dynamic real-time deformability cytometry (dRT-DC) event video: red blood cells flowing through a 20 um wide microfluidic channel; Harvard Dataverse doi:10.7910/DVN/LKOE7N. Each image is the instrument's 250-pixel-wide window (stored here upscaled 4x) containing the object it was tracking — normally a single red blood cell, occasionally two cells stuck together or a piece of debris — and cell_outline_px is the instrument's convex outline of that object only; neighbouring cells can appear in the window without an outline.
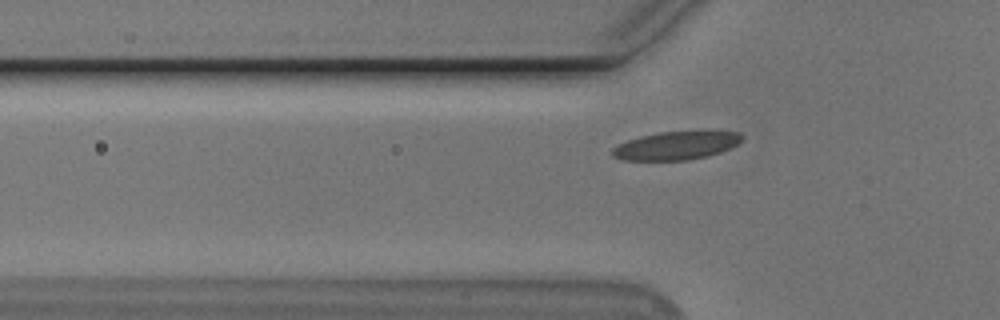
{"species": "Egyptian fruit bat (a non-hibernating species)", "species_latin": "Rousettus aegyptiacus", "temperature_condition": "cold", "stored_images_in_passage": 39, "camera_frame_rate_fps": 3000, "um_per_image_px": 0.085, "animal": {"sex": "male"}, "frame": {"image": 1, "passage_image": 7, "time_ms": 2.0, "image_size_px": [1000, 320], "cell_outline_px": [[744, 136], [736, 144], [720, 152], [708, 156], [688, 160], [620, 160], [612, 156], [612, 148], [628, 140], [640, 136], [660, 132], [700, 128], [716, 128], [740, 132]], "centroid_in_image_um": [57.57, 12.31], "position_along_channel_um": 68.2, "area_um2": 22.37}}
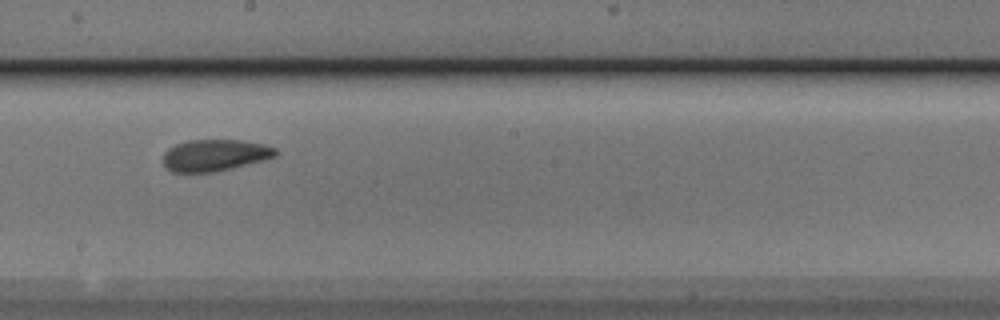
{"frame": {"image": 2, "passage_image": 20, "time_ms": 6.333, "image_size_px": [1000, 320], "cell_outline_px": [[280, 152], [276, 156], [264, 160], [232, 168], [212, 172], [172, 172], [164, 164], [164, 152], [168, 148], [176, 144], [188, 140], [240, 140], [264, 144], [276, 148]], "centroid_in_image_um": [18.29, 13.19], "position_along_channel_um": 229.9, "area_um2": 20.75}}
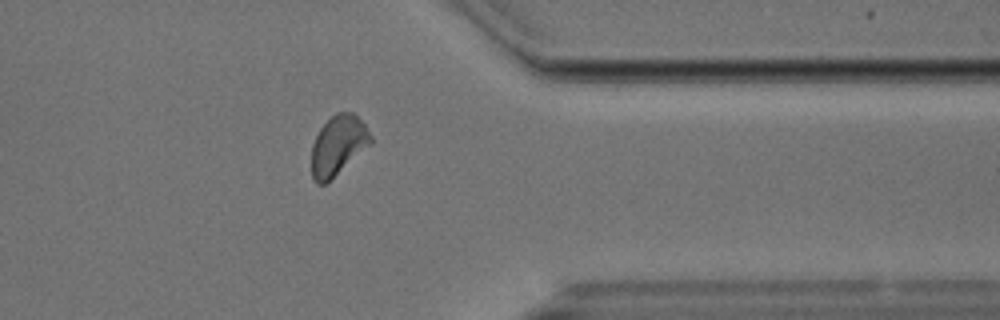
{"frame": {"image": 3, "passage_image": 33, "time_ms": 10.667, "image_size_px": [1000, 320], "cell_outline_px": [[372, 144], [324, 184], [316, 184], [312, 176], [312, 144], [320, 128], [336, 112], [352, 112], [364, 124], [372, 136]], "centroid_in_image_um": [28.74, 12.35], "position_along_channel_um": 382.7, "area_um2": 20.29}}